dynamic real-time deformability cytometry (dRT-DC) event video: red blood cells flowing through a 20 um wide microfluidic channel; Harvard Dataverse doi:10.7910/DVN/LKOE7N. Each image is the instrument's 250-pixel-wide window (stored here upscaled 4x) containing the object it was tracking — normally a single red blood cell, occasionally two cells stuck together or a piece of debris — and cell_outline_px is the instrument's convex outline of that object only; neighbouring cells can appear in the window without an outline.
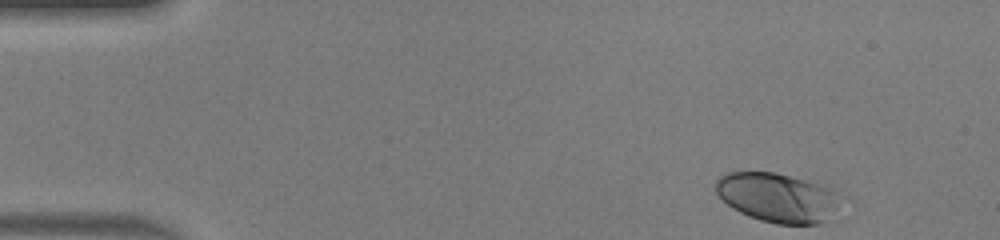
{"species": "human", "species_latin": "Homo sapiens", "temperature_condition": "warm", "stored_images_in_passage": 46, "camera_frame_rate_fps": 3000, "um_per_image_px": 0.085, "donor": {"sex": "male"}, "frame": {"image": 1, "passage_image": 1, "time_ms": 0.0, "image_size_px": [1000, 240], "cell_outline_px": [[852, 196], [820, 224], [776, 224], [760, 220], [748, 216], [732, 208], [716, 192], [716, 180], [720, 176], [728, 172], [772, 172], [828, 184]], "centroid_in_image_um": [66.28, 16.77], "position_along_channel_um": 18.7, "area_um2": 37.11}}
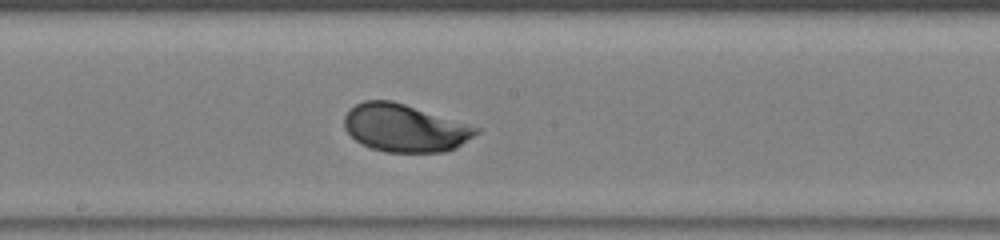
{"frame": {"image": 2, "passage_image": 23, "time_ms": 7.333, "image_size_px": [1000, 240], "cell_outline_px": [[480, 132], [456, 148], [444, 152], [384, 152], [372, 148], [356, 140], [344, 128], [344, 116], [348, 108], [364, 100], [392, 100], [480, 128]], "centroid_in_image_um": [34.38, 10.88], "position_along_channel_um": 213.8, "area_um2": 36.47}}
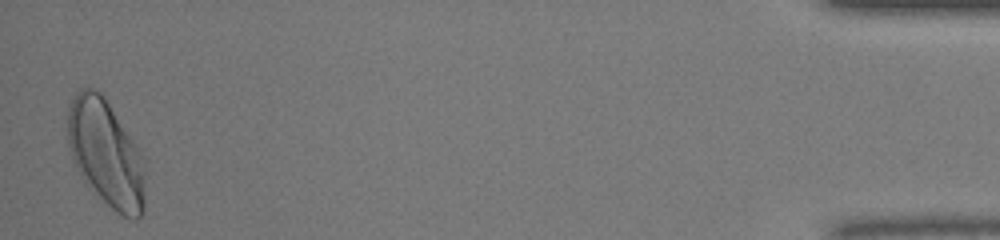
{"frame": {"image": 3, "passage_image": 45, "time_ms": 14.667, "image_size_px": [1000, 240], "cell_outline_px": [[144, 212], [136, 220], [132, 220], [116, 212], [92, 192], [84, 184], [72, 160], [68, 144], [68, 108], [76, 92], [80, 88], [92, 88], [100, 92], [104, 96], [144, 156]], "centroid_in_image_um": [9.0, 13.07], "position_along_channel_um": 426.2, "area_um2": 48.67}, "authors_computed_cell_mechanics": {"area_um2": 36.0672, "velocity_mm_per_s": 4.1261, "shape_relaxation_time_tau1_ms": 2.2533, "shape_relaxation_time_tau2_ms": null, "deformation_change_tau1": 0.1409, "deformation_change_tau2": null}}